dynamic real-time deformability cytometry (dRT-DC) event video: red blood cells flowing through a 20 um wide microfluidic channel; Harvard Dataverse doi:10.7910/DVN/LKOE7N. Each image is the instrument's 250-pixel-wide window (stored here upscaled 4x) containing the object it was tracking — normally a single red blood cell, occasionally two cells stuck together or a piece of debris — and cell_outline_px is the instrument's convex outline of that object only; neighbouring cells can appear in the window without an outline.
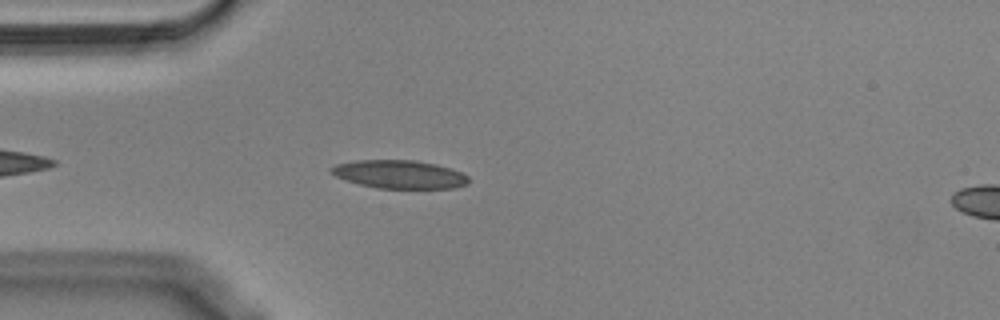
{"species": "Egyptian fruit bat (a non-hibernating species)", "species_latin": "Rousettus aegyptiacus", "temperature_condition": "cold", "stored_images_in_passage": 23, "camera_frame_rate_fps": 3000, "um_per_image_px": 0.085, "animal": {"sex": "male"}, "frame": {"image": 1, "passage_image": 5, "time_ms": 1.333, "image_size_px": [1000, 320], "cell_outline_px": [[468, 184], [456, 188], [376, 188], [344, 180], [336, 176], [328, 168], [336, 164], [356, 160], [416, 160], [436, 164], [460, 172], [468, 176]], "centroid_in_image_um": [33.94, 14.82], "position_along_channel_um": 51.1, "area_um2": 22.6}}
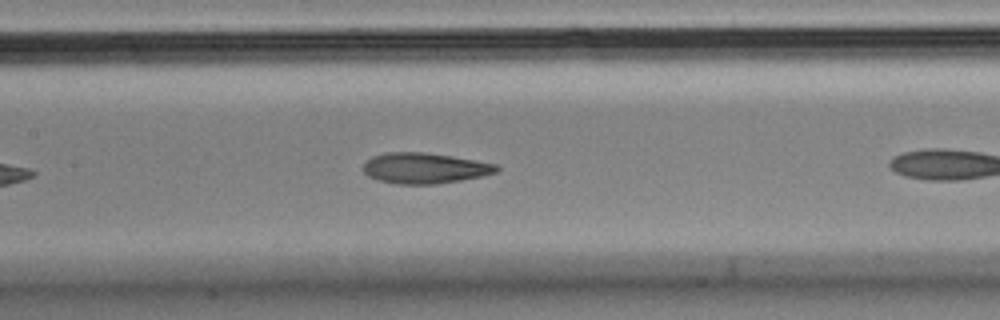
{"frame": {"image": 2, "passage_image": 12, "time_ms": 3.667, "image_size_px": [1000, 320], "cell_outline_px": [[500, 168], [496, 172], [480, 176], [460, 180], [436, 184], [396, 184], [376, 180], [368, 176], [364, 172], [364, 164], [372, 156], [388, 152], [424, 152], [452, 156], [500, 164]], "centroid_in_image_um": [36.1, 14.29], "position_along_channel_um": 171.3, "area_um2": 23.87}}
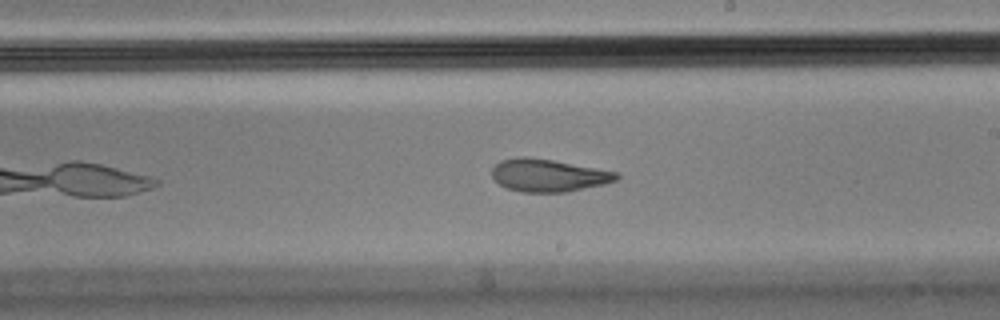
{"frame": {"image": 3, "passage_image": 18, "time_ms": 5.667, "image_size_px": [1000, 320], "cell_outline_px": [[620, 176], [616, 180], [604, 184], [568, 192], [524, 192], [508, 188], [500, 184], [492, 176], [492, 168], [500, 160], [520, 156], [524, 156], [552, 160], [616, 172]], "centroid_in_image_um": [46.59, 14.9], "position_along_channel_um": 242.4, "area_um2": 23.41}}